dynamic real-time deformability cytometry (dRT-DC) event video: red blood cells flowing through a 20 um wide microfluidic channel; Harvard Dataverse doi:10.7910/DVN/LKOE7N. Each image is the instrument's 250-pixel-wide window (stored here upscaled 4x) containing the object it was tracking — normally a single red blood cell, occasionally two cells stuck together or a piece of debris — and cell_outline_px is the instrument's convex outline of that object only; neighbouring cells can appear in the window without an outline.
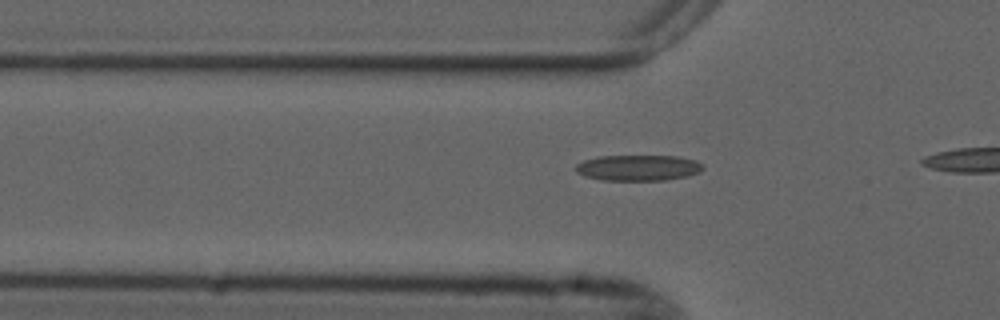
{"species": "common noctule bat (a hibernating species)", "species_latin": "Nyctalus noctula", "temperature_condition": "cold", "stored_images_in_passage": 10, "camera_frame_rate_fps": 3000, "um_per_image_px": 0.085, "animal": {"sex": "male", "forearm_length_mm": 52.5}, "frame": {"image": 1, "passage_image": 7, "time_ms": 2.0, "image_size_px": [1000, 320], "cell_outline_px": [[704, 168], [700, 172], [688, 176], [664, 180], [604, 180], [584, 176], [576, 172], [576, 164], [584, 160], [600, 156], [676, 156], [696, 160], [704, 164]], "centroid_in_image_um": [54.28, 14.26], "position_along_channel_um": 71.5, "area_um2": 19.19}}